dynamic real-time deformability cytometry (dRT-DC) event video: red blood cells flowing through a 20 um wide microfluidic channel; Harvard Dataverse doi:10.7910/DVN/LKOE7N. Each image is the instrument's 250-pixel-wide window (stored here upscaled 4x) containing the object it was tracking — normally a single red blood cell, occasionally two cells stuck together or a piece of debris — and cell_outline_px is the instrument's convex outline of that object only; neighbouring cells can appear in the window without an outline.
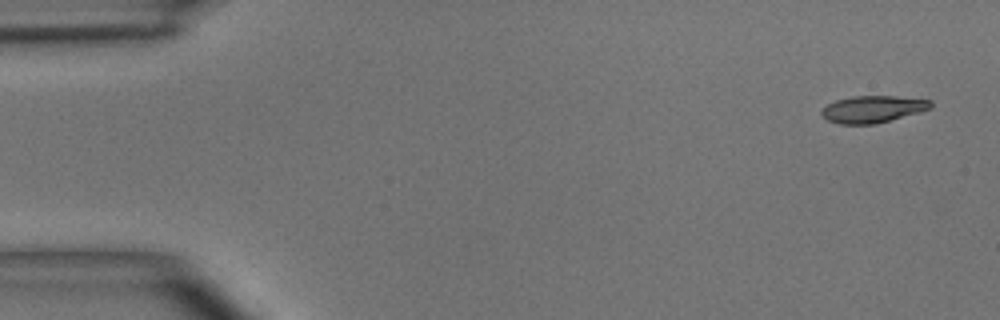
{"species": "common noctule bat (a hibernating species)", "species_latin": "Nyctalus noctula", "temperature_condition": "room temperature", "stored_images_in_passage": 7, "camera_frame_rate_fps": 3000, "um_per_image_px": 0.085, "animal": {"sex": "male", "body_mass_g": 15.6}, "frame": {"image": 1, "passage_image": 1, "time_ms": 0.0, "image_size_px": [1000, 320], "cell_outline_px": [[932, 108], [920, 112], [876, 124], [840, 124], [828, 120], [820, 112], [828, 104], [836, 100], [852, 96], [896, 96], [932, 100]], "centroid_in_image_um": [74.22, 9.27], "position_along_channel_um": 10.8, "area_um2": 17.11}}
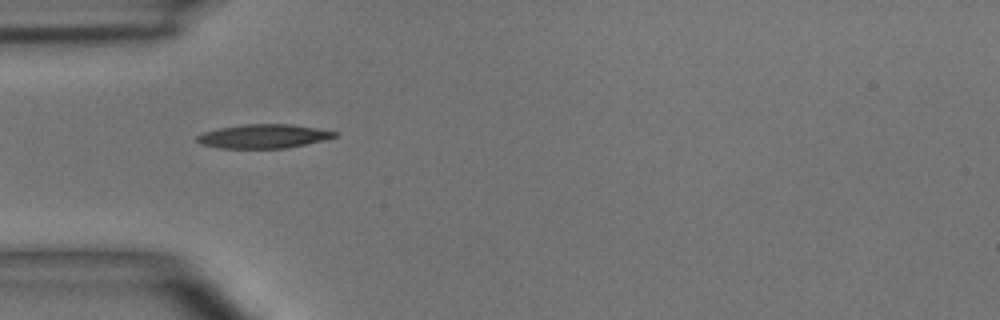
{"frame": {"image": 2, "passage_image": 4, "time_ms": 4.333, "image_size_px": [1000, 320], "cell_outline_px": [[340, 136], [324, 140], [288, 148], [220, 148], [200, 144], [196, 140], [196, 136], [204, 132], [216, 128], [244, 124], [292, 124], [316, 128], [336, 132]], "centroid_in_image_um": [22.39, 11.58], "position_along_channel_um": 62.6, "area_um2": 19.31}}
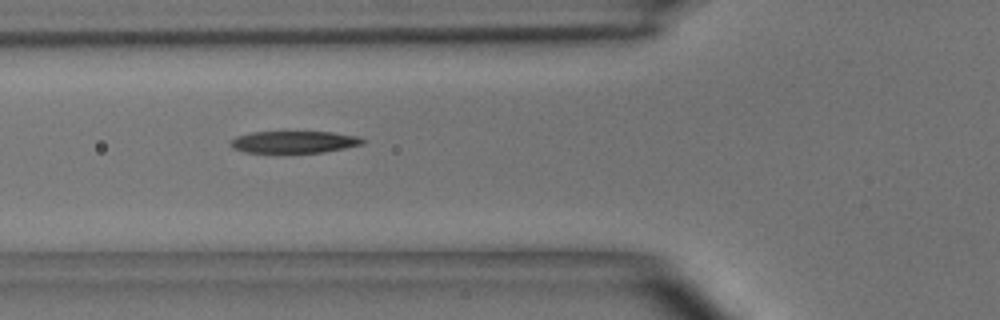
{"frame": {"image": 3, "passage_image": 5, "time_ms": 5.333, "image_size_px": [1000, 320], "cell_outline_px": [[364, 144], [324, 152], [244, 152], [232, 148], [228, 144], [236, 136], [252, 132], [332, 132], [356, 136], [364, 140]], "centroid_in_image_um": [24.96, 12.06], "position_along_channel_um": 100.8, "area_um2": 16.76}}